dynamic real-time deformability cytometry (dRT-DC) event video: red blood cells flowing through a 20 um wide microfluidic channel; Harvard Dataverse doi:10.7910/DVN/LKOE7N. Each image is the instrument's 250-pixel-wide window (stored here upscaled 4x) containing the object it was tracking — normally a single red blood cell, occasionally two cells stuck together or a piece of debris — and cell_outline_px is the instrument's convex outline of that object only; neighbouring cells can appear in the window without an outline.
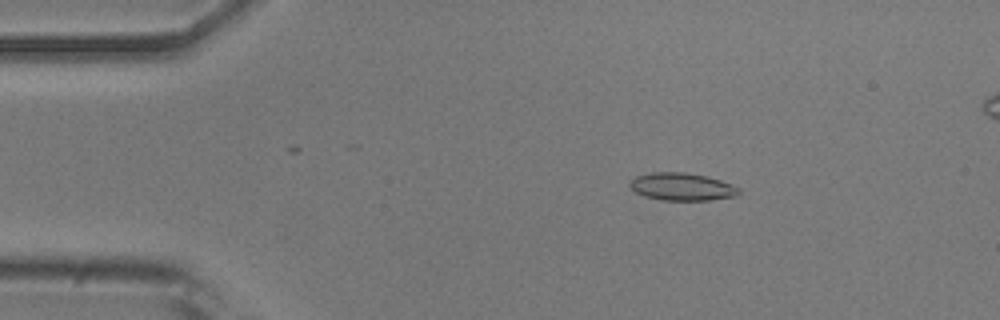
{"species": "common noctule bat (a hibernating species)", "species_latin": "Nyctalus noctula", "temperature_condition": "room temperature", "stored_images_in_passage": 48, "camera_frame_rate_fps": 3000, "um_per_image_px": 0.085, "animal": {"sex": "male", "body_mass_g": 20.5, "forearm_length_mm": 52.5}, "frame": {"image": 1, "passage_image": 5, "time_ms": 1.333, "image_size_px": [1000, 320], "cell_outline_px": [[740, 192], [736, 196], [708, 200], [660, 200], [644, 196], [636, 192], [628, 184], [636, 176], [652, 172], [684, 172], [708, 176], [720, 180], [740, 188]], "centroid_in_image_um": [57.97, 15.87], "position_along_channel_um": 27.0, "area_um2": 17.51}}
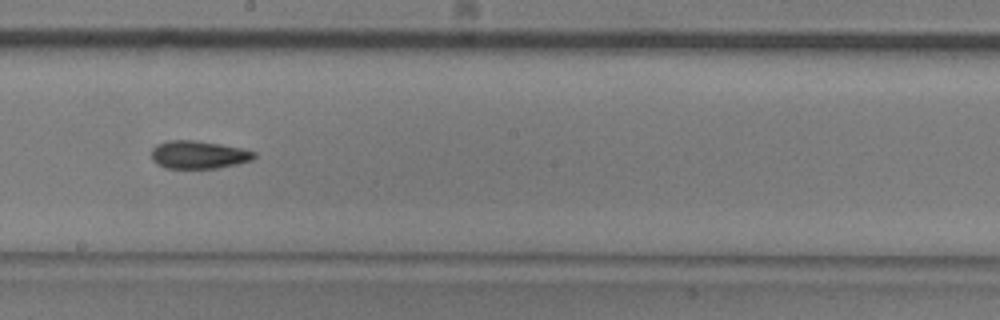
{"frame": {"image": 2, "passage_image": 25, "time_ms": 8.0, "image_size_px": [1000, 320], "cell_outline_px": [[256, 156], [252, 160], [236, 164], [216, 168], [164, 168], [156, 164], [152, 160], [152, 148], [156, 144], [168, 140], [196, 140], [220, 144], [240, 148], [256, 152]], "centroid_in_image_um": [16.84, 13.15], "position_along_channel_um": 231.4, "area_um2": 16.76}}
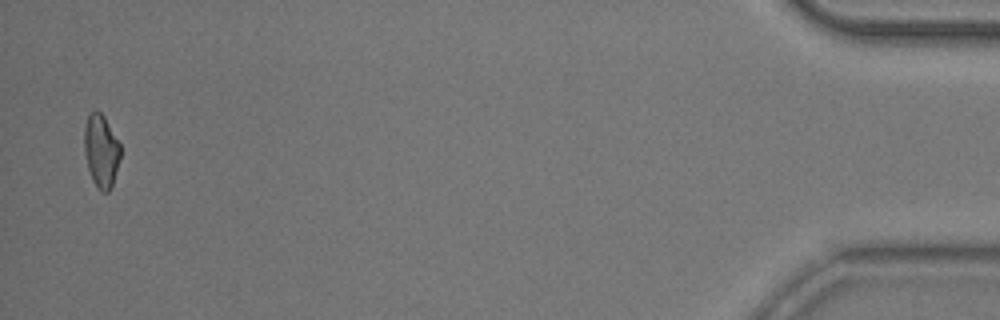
{"frame": {"image": 3, "passage_image": 47, "time_ms": 15.333, "image_size_px": [1000, 320], "cell_outline_px": [[120, 156], [112, 184], [108, 192], [100, 192], [92, 180], [88, 168], [84, 152], [84, 128], [88, 116], [92, 112], [100, 112], [104, 116], [120, 144]], "centroid_in_image_um": [8.58, 12.84], "position_along_channel_um": 426.6, "area_um2": 15.14}}